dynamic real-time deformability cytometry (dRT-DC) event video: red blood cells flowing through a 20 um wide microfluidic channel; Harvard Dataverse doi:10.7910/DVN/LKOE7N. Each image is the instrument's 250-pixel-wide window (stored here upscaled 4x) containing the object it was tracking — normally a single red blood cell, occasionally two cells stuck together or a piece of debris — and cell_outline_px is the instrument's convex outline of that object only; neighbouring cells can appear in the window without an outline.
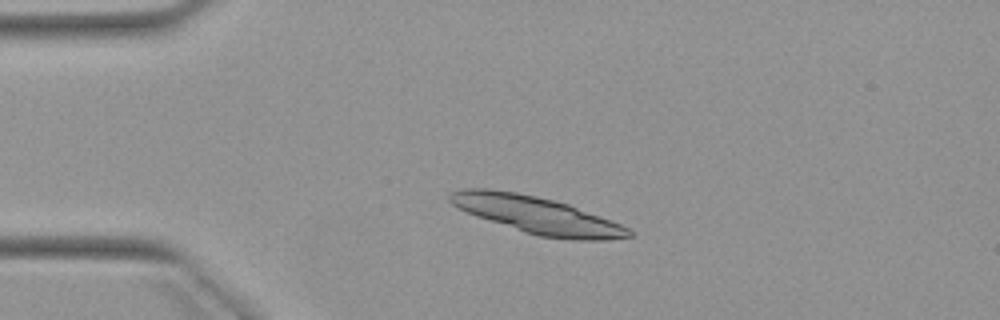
{"species": "Egyptian fruit bat (a non-hibernating species)", "species_latin": "Rousettus aegyptiacus", "temperature_condition": "warm", "stored_images_in_passage": 5, "camera_frame_rate_fps": 3000, "um_per_image_px": 0.085, "animal": {"sex": "female"}, "frame": {"image": 1, "passage_image": 3, "time_ms": 2.333, "image_size_px": [1000, 320], "cell_outline_px": [[632, 236], [608, 240], [572, 240], [540, 236], [524, 232], [476, 216], [452, 204], [448, 200], [448, 196], [452, 192], [464, 188], [488, 188], [516, 192], [536, 196], [568, 204], [620, 224], [628, 228], [632, 232]], "centroid_in_image_um": [45.63, 18.28], "position_along_channel_um": 39.4, "area_um2": 38.21}}